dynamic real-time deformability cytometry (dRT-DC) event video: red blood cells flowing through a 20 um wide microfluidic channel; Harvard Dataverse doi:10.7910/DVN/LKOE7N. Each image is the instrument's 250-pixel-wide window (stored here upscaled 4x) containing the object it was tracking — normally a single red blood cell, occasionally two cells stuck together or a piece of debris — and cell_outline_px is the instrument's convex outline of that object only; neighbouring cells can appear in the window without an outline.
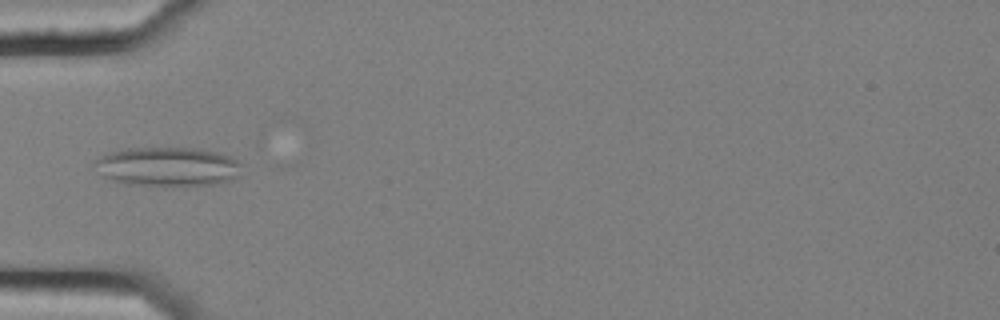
{"species": "common noctule bat (a hibernating species)", "species_latin": "Nyctalus noctula", "temperature_condition": "cold", "stored_images_in_passage": 5, "camera_frame_rate_fps": 3000, "um_per_image_px": 0.085, "animal": {"sex": "female", "body_mass_g": 25.1}, "frame": {"image": 1, "passage_image": 5, "time_ms": 1.333, "image_size_px": [1000, 320], "cell_outline_px": [[244, 176], [232, 180], [216, 184], [184, 188], [164, 188], [128, 184], [112, 180], [104, 176], [92, 164], [100, 156], [112, 152], [128, 148], [196, 148], [224, 152], [236, 160], [240, 164]], "centroid_in_image_um": [14.36, 14.21], "position_along_channel_um": 70.6, "area_um2": 34.97}}